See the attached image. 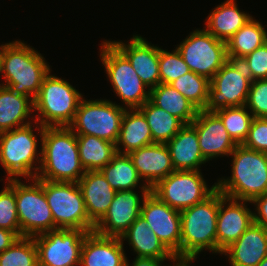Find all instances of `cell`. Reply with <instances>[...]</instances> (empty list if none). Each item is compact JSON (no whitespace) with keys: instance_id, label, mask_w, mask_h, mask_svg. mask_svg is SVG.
Here are the masks:
<instances>
[{"instance_id":"obj_42","label":"cell","mask_w":267,"mask_h":266,"mask_svg":"<svg viewBox=\"0 0 267 266\" xmlns=\"http://www.w3.org/2000/svg\"><path fill=\"white\" fill-rule=\"evenodd\" d=\"M251 204L255 206L253 209L254 222L267 228V192L263 195L255 197Z\"/></svg>"},{"instance_id":"obj_19","label":"cell","mask_w":267,"mask_h":266,"mask_svg":"<svg viewBox=\"0 0 267 266\" xmlns=\"http://www.w3.org/2000/svg\"><path fill=\"white\" fill-rule=\"evenodd\" d=\"M130 61L133 69L149 89L160 83L159 46L149 43L140 34L133 35L126 43L111 41Z\"/></svg>"},{"instance_id":"obj_36","label":"cell","mask_w":267,"mask_h":266,"mask_svg":"<svg viewBox=\"0 0 267 266\" xmlns=\"http://www.w3.org/2000/svg\"><path fill=\"white\" fill-rule=\"evenodd\" d=\"M0 266H38L37 246L33 237L22 236L0 253Z\"/></svg>"},{"instance_id":"obj_24","label":"cell","mask_w":267,"mask_h":266,"mask_svg":"<svg viewBox=\"0 0 267 266\" xmlns=\"http://www.w3.org/2000/svg\"><path fill=\"white\" fill-rule=\"evenodd\" d=\"M166 145L176 171L201 170V165L207 162L200 151L197 132L192 124H185Z\"/></svg>"},{"instance_id":"obj_14","label":"cell","mask_w":267,"mask_h":266,"mask_svg":"<svg viewBox=\"0 0 267 266\" xmlns=\"http://www.w3.org/2000/svg\"><path fill=\"white\" fill-rule=\"evenodd\" d=\"M87 233L57 228L34 236L38 266H80L81 248Z\"/></svg>"},{"instance_id":"obj_18","label":"cell","mask_w":267,"mask_h":266,"mask_svg":"<svg viewBox=\"0 0 267 266\" xmlns=\"http://www.w3.org/2000/svg\"><path fill=\"white\" fill-rule=\"evenodd\" d=\"M191 124L195 127L200 151L207 163L217 157H229L236 148L237 144L215 112L199 110Z\"/></svg>"},{"instance_id":"obj_25","label":"cell","mask_w":267,"mask_h":266,"mask_svg":"<svg viewBox=\"0 0 267 266\" xmlns=\"http://www.w3.org/2000/svg\"><path fill=\"white\" fill-rule=\"evenodd\" d=\"M120 238L123 243L128 242L136 257L157 258L172 263L176 259L142 216H139Z\"/></svg>"},{"instance_id":"obj_29","label":"cell","mask_w":267,"mask_h":266,"mask_svg":"<svg viewBox=\"0 0 267 266\" xmlns=\"http://www.w3.org/2000/svg\"><path fill=\"white\" fill-rule=\"evenodd\" d=\"M149 100L154 105L179 118L184 124H191L199 111L170 84L159 83L150 89Z\"/></svg>"},{"instance_id":"obj_46","label":"cell","mask_w":267,"mask_h":266,"mask_svg":"<svg viewBox=\"0 0 267 266\" xmlns=\"http://www.w3.org/2000/svg\"><path fill=\"white\" fill-rule=\"evenodd\" d=\"M4 54V43L0 45V76L2 71V57Z\"/></svg>"},{"instance_id":"obj_37","label":"cell","mask_w":267,"mask_h":266,"mask_svg":"<svg viewBox=\"0 0 267 266\" xmlns=\"http://www.w3.org/2000/svg\"><path fill=\"white\" fill-rule=\"evenodd\" d=\"M4 182H6L5 186L0 191V228L13 231L20 237V224L15 197V179H8Z\"/></svg>"},{"instance_id":"obj_45","label":"cell","mask_w":267,"mask_h":266,"mask_svg":"<svg viewBox=\"0 0 267 266\" xmlns=\"http://www.w3.org/2000/svg\"><path fill=\"white\" fill-rule=\"evenodd\" d=\"M195 258H176L173 262L174 265L170 266H190Z\"/></svg>"},{"instance_id":"obj_30","label":"cell","mask_w":267,"mask_h":266,"mask_svg":"<svg viewBox=\"0 0 267 266\" xmlns=\"http://www.w3.org/2000/svg\"><path fill=\"white\" fill-rule=\"evenodd\" d=\"M100 172L116 191L151 189L139 177L128 154L116 153Z\"/></svg>"},{"instance_id":"obj_13","label":"cell","mask_w":267,"mask_h":266,"mask_svg":"<svg viewBox=\"0 0 267 266\" xmlns=\"http://www.w3.org/2000/svg\"><path fill=\"white\" fill-rule=\"evenodd\" d=\"M251 78L240 61L228 60L210 80L205 111L246 106Z\"/></svg>"},{"instance_id":"obj_6","label":"cell","mask_w":267,"mask_h":266,"mask_svg":"<svg viewBox=\"0 0 267 266\" xmlns=\"http://www.w3.org/2000/svg\"><path fill=\"white\" fill-rule=\"evenodd\" d=\"M83 96L75 86L50 71L33 101L35 121L43 127L69 126Z\"/></svg>"},{"instance_id":"obj_33","label":"cell","mask_w":267,"mask_h":266,"mask_svg":"<svg viewBox=\"0 0 267 266\" xmlns=\"http://www.w3.org/2000/svg\"><path fill=\"white\" fill-rule=\"evenodd\" d=\"M149 124L154 143H167L185 125L179 118L146 101L139 109Z\"/></svg>"},{"instance_id":"obj_26","label":"cell","mask_w":267,"mask_h":266,"mask_svg":"<svg viewBox=\"0 0 267 266\" xmlns=\"http://www.w3.org/2000/svg\"><path fill=\"white\" fill-rule=\"evenodd\" d=\"M252 17L241 11L235 0H226L208 14L204 28L217 39L227 42Z\"/></svg>"},{"instance_id":"obj_31","label":"cell","mask_w":267,"mask_h":266,"mask_svg":"<svg viewBox=\"0 0 267 266\" xmlns=\"http://www.w3.org/2000/svg\"><path fill=\"white\" fill-rule=\"evenodd\" d=\"M266 42L265 26L252 17L226 42L228 59L240 61Z\"/></svg>"},{"instance_id":"obj_47","label":"cell","mask_w":267,"mask_h":266,"mask_svg":"<svg viewBox=\"0 0 267 266\" xmlns=\"http://www.w3.org/2000/svg\"><path fill=\"white\" fill-rule=\"evenodd\" d=\"M257 266H267V256Z\"/></svg>"},{"instance_id":"obj_2","label":"cell","mask_w":267,"mask_h":266,"mask_svg":"<svg viewBox=\"0 0 267 266\" xmlns=\"http://www.w3.org/2000/svg\"><path fill=\"white\" fill-rule=\"evenodd\" d=\"M50 71L52 69L40 51L24 41L14 40L4 44L1 75L5 83L0 85L34 101Z\"/></svg>"},{"instance_id":"obj_32","label":"cell","mask_w":267,"mask_h":266,"mask_svg":"<svg viewBox=\"0 0 267 266\" xmlns=\"http://www.w3.org/2000/svg\"><path fill=\"white\" fill-rule=\"evenodd\" d=\"M77 144L85 171H100L117 153L115 143L93 135H77Z\"/></svg>"},{"instance_id":"obj_22","label":"cell","mask_w":267,"mask_h":266,"mask_svg":"<svg viewBox=\"0 0 267 266\" xmlns=\"http://www.w3.org/2000/svg\"><path fill=\"white\" fill-rule=\"evenodd\" d=\"M222 254L231 266H257L267 256V228L253 222Z\"/></svg>"},{"instance_id":"obj_39","label":"cell","mask_w":267,"mask_h":266,"mask_svg":"<svg viewBox=\"0 0 267 266\" xmlns=\"http://www.w3.org/2000/svg\"><path fill=\"white\" fill-rule=\"evenodd\" d=\"M246 107L253 117L267 118V79L251 82Z\"/></svg>"},{"instance_id":"obj_15","label":"cell","mask_w":267,"mask_h":266,"mask_svg":"<svg viewBox=\"0 0 267 266\" xmlns=\"http://www.w3.org/2000/svg\"><path fill=\"white\" fill-rule=\"evenodd\" d=\"M150 192L151 189H141L139 192L117 191L107 212L95 224L93 231L103 236L120 238L140 216L143 201Z\"/></svg>"},{"instance_id":"obj_12","label":"cell","mask_w":267,"mask_h":266,"mask_svg":"<svg viewBox=\"0 0 267 266\" xmlns=\"http://www.w3.org/2000/svg\"><path fill=\"white\" fill-rule=\"evenodd\" d=\"M189 69L211 80L229 60L227 44L203 29H195L177 45Z\"/></svg>"},{"instance_id":"obj_23","label":"cell","mask_w":267,"mask_h":266,"mask_svg":"<svg viewBox=\"0 0 267 266\" xmlns=\"http://www.w3.org/2000/svg\"><path fill=\"white\" fill-rule=\"evenodd\" d=\"M89 219L96 224L107 212L115 197L114 190L100 171H86L77 182Z\"/></svg>"},{"instance_id":"obj_5","label":"cell","mask_w":267,"mask_h":266,"mask_svg":"<svg viewBox=\"0 0 267 266\" xmlns=\"http://www.w3.org/2000/svg\"><path fill=\"white\" fill-rule=\"evenodd\" d=\"M218 211V189L203 202L180 211V258L197 259L203 250L217 254Z\"/></svg>"},{"instance_id":"obj_16","label":"cell","mask_w":267,"mask_h":266,"mask_svg":"<svg viewBox=\"0 0 267 266\" xmlns=\"http://www.w3.org/2000/svg\"><path fill=\"white\" fill-rule=\"evenodd\" d=\"M140 216L144 218L165 247L176 258H180V211L171 208L150 192L143 201Z\"/></svg>"},{"instance_id":"obj_9","label":"cell","mask_w":267,"mask_h":266,"mask_svg":"<svg viewBox=\"0 0 267 266\" xmlns=\"http://www.w3.org/2000/svg\"><path fill=\"white\" fill-rule=\"evenodd\" d=\"M125 110L110 99L86 100L83 97L68 127L76 135H93L116 144Z\"/></svg>"},{"instance_id":"obj_11","label":"cell","mask_w":267,"mask_h":266,"mask_svg":"<svg viewBox=\"0 0 267 266\" xmlns=\"http://www.w3.org/2000/svg\"><path fill=\"white\" fill-rule=\"evenodd\" d=\"M203 177L201 170H175L158 181L151 193L171 208L181 211L203 202L217 190V182L209 188Z\"/></svg>"},{"instance_id":"obj_34","label":"cell","mask_w":267,"mask_h":266,"mask_svg":"<svg viewBox=\"0 0 267 266\" xmlns=\"http://www.w3.org/2000/svg\"><path fill=\"white\" fill-rule=\"evenodd\" d=\"M198 110H204L209 97L210 80L191 70L170 83Z\"/></svg>"},{"instance_id":"obj_10","label":"cell","mask_w":267,"mask_h":266,"mask_svg":"<svg viewBox=\"0 0 267 266\" xmlns=\"http://www.w3.org/2000/svg\"><path fill=\"white\" fill-rule=\"evenodd\" d=\"M26 180L28 184L21 179H15L20 237H34L54 230L55 224L42 186V179L28 178Z\"/></svg>"},{"instance_id":"obj_41","label":"cell","mask_w":267,"mask_h":266,"mask_svg":"<svg viewBox=\"0 0 267 266\" xmlns=\"http://www.w3.org/2000/svg\"><path fill=\"white\" fill-rule=\"evenodd\" d=\"M243 146L267 153V118L254 117Z\"/></svg>"},{"instance_id":"obj_7","label":"cell","mask_w":267,"mask_h":266,"mask_svg":"<svg viewBox=\"0 0 267 266\" xmlns=\"http://www.w3.org/2000/svg\"><path fill=\"white\" fill-rule=\"evenodd\" d=\"M100 46L102 66L112 90L123 103L120 106L125 109H139L149 100L150 89L142 82L128 58L111 40H103Z\"/></svg>"},{"instance_id":"obj_20","label":"cell","mask_w":267,"mask_h":266,"mask_svg":"<svg viewBox=\"0 0 267 266\" xmlns=\"http://www.w3.org/2000/svg\"><path fill=\"white\" fill-rule=\"evenodd\" d=\"M123 244L119 237L88 232L81 248L80 266H126Z\"/></svg>"},{"instance_id":"obj_21","label":"cell","mask_w":267,"mask_h":266,"mask_svg":"<svg viewBox=\"0 0 267 266\" xmlns=\"http://www.w3.org/2000/svg\"><path fill=\"white\" fill-rule=\"evenodd\" d=\"M128 155L139 177L150 188L175 171L166 143H154L141 147Z\"/></svg>"},{"instance_id":"obj_3","label":"cell","mask_w":267,"mask_h":266,"mask_svg":"<svg viewBox=\"0 0 267 266\" xmlns=\"http://www.w3.org/2000/svg\"><path fill=\"white\" fill-rule=\"evenodd\" d=\"M43 130L44 127L34 121L0 133V164L5 170L6 180L36 178L41 164L42 147L38 142H41Z\"/></svg>"},{"instance_id":"obj_27","label":"cell","mask_w":267,"mask_h":266,"mask_svg":"<svg viewBox=\"0 0 267 266\" xmlns=\"http://www.w3.org/2000/svg\"><path fill=\"white\" fill-rule=\"evenodd\" d=\"M33 121V100L0 85V133L28 125Z\"/></svg>"},{"instance_id":"obj_43","label":"cell","mask_w":267,"mask_h":266,"mask_svg":"<svg viewBox=\"0 0 267 266\" xmlns=\"http://www.w3.org/2000/svg\"><path fill=\"white\" fill-rule=\"evenodd\" d=\"M165 260L157 258H146V257H135L134 260L130 263L128 258L126 261V266H170L165 265Z\"/></svg>"},{"instance_id":"obj_40","label":"cell","mask_w":267,"mask_h":266,"mask_svg":"<svg viewBox=\"0 0 267 266\" xmlns=\"http://www.w3.org/2000/svg\"><path fill=\"white\" fill-rule=\"evenodd\" d=\"M251 80L267 79V42L240 60Z\"/></svg>"},{"instance_id":"obj_44","label":"cell","mask_w":267,"mask_h":266,"mask_svg":"<svg viewBox=\"0 0 267 266\" xmlns=\"http://www.w3.org/2000/svg\"><path fill=\"white\" fill-rule=\"evenodd\" d=\"M19 238L13 231L0 228V253L8 249Z\"/></svg>"},{"instance_id":"obj_35","label":"cell","mask_w":267,"mask_h":266,"mask_svg":"<svg viewBox=\"0 0 267 266\" xmlns=\"http://www.w3.org/2000/svg\"><path fill=\"white\" fill-rule=\"evenodd\" d=\"M249 112L246 106L227 107L215 111L221 118L229 136L237 145L244 143L250 130L254 117Z\"/></svg>"},{"instance_id":"obj_38","label":"cell","mask_w":267,"mask_h":266,"mask_svg":"<svg viewBox=\"0 0 267 266\" xmlns=\"http://www.w3.org/2000/svg\"><path fill=\"white\" fill-rule=\"evenodd\" d=\"M189 71L188 65L184 62L177 48L170 52L159 47L160 83L170 84Z\"/></svg>"},{"instance_id":"obj_17","label":"cell","mask_w":267,"mask_h":266,"mask_svg":"<svg viewBox=\"0 0 267 266\" xmlns=\"http://www.w3.org/2000/svg\"><path fill=\"white\" fill-rule=\"evenodd\" d=\"M251 201L233 199L219 191V211L217 215V253L222 252L252 225L253 211L248 208Z\"/></svg>"},{"instance_id":"obj_28","label":"cell","mask_w":267,"mask_h":266,"mask_svg":"<svg viewBox=\"0 0 267 266\" xmlns=\"http://www.w3.org/2000/svg\"><path fill=\"white\" fill-rule=\"evenodd\" d=\"M154 144L145 116L138 109H126L122 118L116 152L129 154Z\"/></svg>"},{"instance_id":"obj_4","label":"cell","mask_w":267,"mask_h":266,"mask_svg":"<svg viewBox=\"0 0 267 266\" xmlns=\"http://www.w3.org/2000/svg\"><path fill=\"white\" fill-rule=\"evenodd\" d=\"M232 158L231 176L217 180V189L233 199L252 201L267 192V153L237 145ZM232 156V157H231Z\"/></svg>"},{"instance_id":"obj_1","label":"cell","mask_w":267,"mask_h":266,"mask_svg":"<svg viewBox=\"0 0 267 266\" xmlns=\"http://www.w3.org/2000/svg\"><path fill=\"white\" fill-rule=\"evenodd\" d=\"M41 164L37 179L78 182L86 172L77 144V135L68 126L44 127Z\"/></svg>"},{"instance_id":"obj_8","label":"cell","mask_w":267,"mask_h":266,"mask_svg":"<svg viewBox=\"0 0 267 266\" xmlns=\"http://www.w3.org/2000/svg\"><path fill=\"white\" fill-rule=\"evenodd\" d=\"M45 196L54 219L55 229H79L92 232L81 189L77 182L42 179Z\"/></svg>"}]
</instances>
